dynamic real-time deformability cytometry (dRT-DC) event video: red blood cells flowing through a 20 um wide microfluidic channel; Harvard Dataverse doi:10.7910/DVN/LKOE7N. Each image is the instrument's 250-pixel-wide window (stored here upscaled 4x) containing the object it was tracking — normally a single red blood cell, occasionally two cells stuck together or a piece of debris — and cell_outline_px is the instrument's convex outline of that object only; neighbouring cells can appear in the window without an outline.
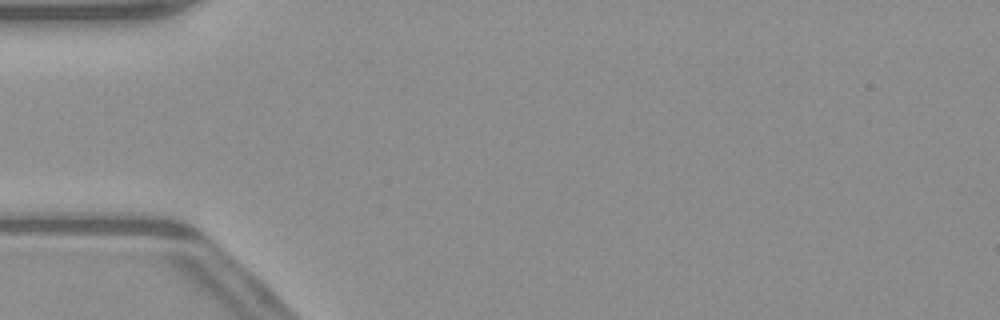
{"species": "common noctule bat (a hibernating species)", "species_latin": "Nyctalus noctula", "temperature_condition": "warm", "stored_images_in_passage": 1, "camera_frame_rate_fps": 3000, "um_per_image_px": 0.085, "animal": {"sex": "male", "body_mass_g": 23.1, "forearm_length_mm": 52.7}, "frame": {"image": 1, "passage_image": 1, "time_ms": 0.0, "image_size_px": [1000, 320], "cell_outline_px": [[264, 300], [200, 240], [196, 236], [216, 236], [232, 244], [252, 260], [264, 276]], "centroid_in_image_um": [20.12, 22.3], "position_along_channel_um": 64.9, "area_um2": 10.23}}